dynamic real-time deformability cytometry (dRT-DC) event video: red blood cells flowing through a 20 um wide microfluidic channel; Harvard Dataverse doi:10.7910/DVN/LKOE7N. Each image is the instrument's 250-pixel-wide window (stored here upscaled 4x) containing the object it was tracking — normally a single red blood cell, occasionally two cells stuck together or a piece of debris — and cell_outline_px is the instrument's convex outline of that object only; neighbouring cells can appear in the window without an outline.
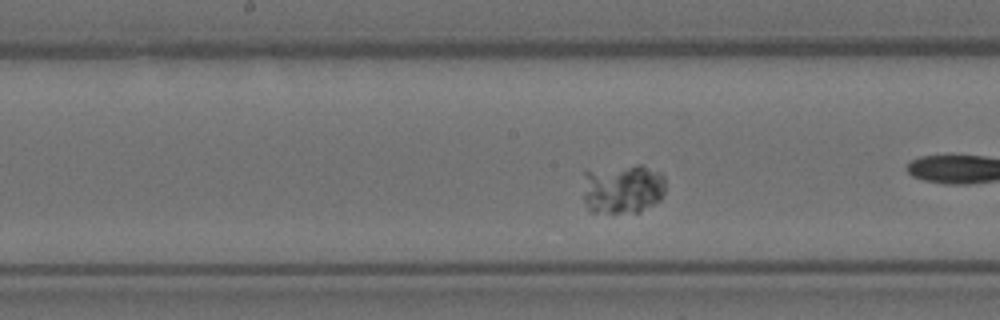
{"species": "Egyptian fruit bat (a non-hibernating species)", "species_latin": "Rousettus aegyptiacus", "temperature_condition": "room temperature", "stored_images_in_passage": 16, "camera_frame_rate_fps": 3000, "um_per_image_px": 0.085, "animal": {"sex": "female"}, "frame": {"image": 1, "passage_image": 9, "time_ms": 2.667, "image_size_px": [1000, 320], "cell_outline_px": [[664, 192], [660, 200], [640, 212], [588, 212], [584, 200], [584, 168], [636, 164], [640, 164], [664, 172]], "centroid_in_image_um": [52.9, 15.99], "position_along_channel_um": 195.3, "area_um2": 24.8}}